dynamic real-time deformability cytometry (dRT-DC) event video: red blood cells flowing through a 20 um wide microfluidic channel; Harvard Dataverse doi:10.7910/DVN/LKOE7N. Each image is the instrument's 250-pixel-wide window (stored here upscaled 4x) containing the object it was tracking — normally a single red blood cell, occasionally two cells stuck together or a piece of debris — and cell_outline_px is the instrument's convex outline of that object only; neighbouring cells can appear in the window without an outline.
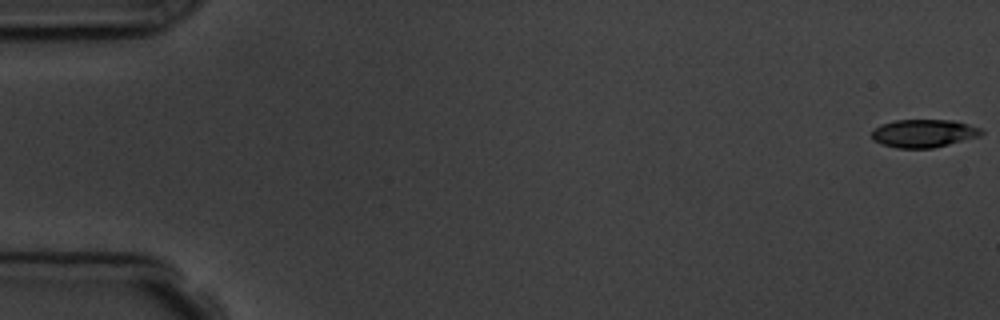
{"species": "common noctule bat (a hibernating species)", "species_latin": "Nyctalus noctula", "temperature_condition": "room temperature", "stored_images_in_passage": 4, "camera_frame_rate_fps": 3000, "um_per_image_px": 0.085, "animal": {"sex": "male", "body_mass_g": 19.5, "forearm_length_mm": 54.6}, "frame": {"image": 1, "passage_image": 1, "time_ms": 0.0, "image_size_px": [1000, 320], "cell_outline_px": [[984, 132], [980, 136], [932, 148], [896, 148], [880, 144], [872, 140], [872, 132], [880, 124], [896, 120], [952, 120], [984, 128]], "centroid_in_image_um": [78.52, 11.33], "position_along_channel_um": 6.5, "area_um2": 17.98}}
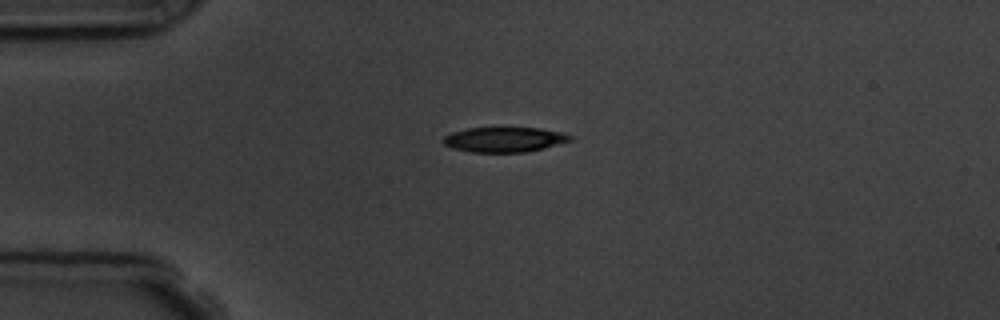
{"frame": {"image": 2, "passage_image": 4, "time_ms": 4.333, "image_size_px": [1000, 320], "cell_outline_px": [[572, 140], [544, 148], [528, 152], [472, 152], [452, 148], [444, 144], [440, 140], [444, 136], [452, 132], [468, 128], [540, 128], [560, 132], [572, 136]], "centroid_in_image_um": [42.83, 11.86], "position_along_channel_um": 42.2, "area_um2": 18.44}}